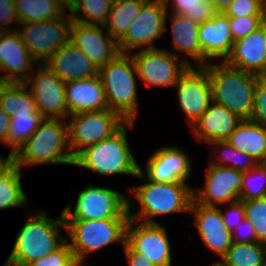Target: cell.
<instances>
[{
	"label": "cell",
	"instance_id": "obj_1",
	"mask_svg": "<svg viewBox=\"0 0 266 266\" xmlns=\"http://www.w3.org/2000/svg\"><path fill=\"white\" fill-rule=\"evenodd\" d=\"M137 178L144 180L139 186L130 188V195L139 202V210L134 209L128 199L129 218L145 223H157L155 217L174 213H189L193 200V187L187 182H153L145 179L140 172ZM149 181V182H148ZM135 210V212H134ZM137 211V212H136Z\"/></svg>",
	"mask_w": 266,
	"mask_h": 266
},
{
	"label": "cell",
	"instance_id": "obj_2",
	"mask_svg": "<svg viewBox=\"0 0 266 266\" xmlns=\"http://www.w3.org/2000/svg\"><path fill=\"white\" fill-rule=\"evenodd\" d=\"M19 230L10 255L3 266H22L55 252L65 242L60 229L66 230L63 214L52 219L44 211H35Z\"/></svg>",
	"mask_w": 266,
	"mask_h": 266
},
{
	"label": "cell",
	"instance_id": "obj_3",
	"mask_svg": "<svg viewBox=\"0 0 266 266\" xmlns=\"http://www.w3.org/2000/svg\"><path fill=\"white\" fill-rule=\"evenodd\" d=\"M211 83L212 101L225 106L242 120H250L255 100V87L262 78L228 65H203Z\"/></svg>",
	"mask_w": 266,
	"mask_h": 266
},
{
	"label": "cell",
	"instance_id": "obj_4",
	"mask_svg": "<svg viewBox=\"0 0 266 266\" xmlns=\"http://www.w3.org/2000/svg\"><path fill=\"white\" fill-rule=\"evenodd\" d=\"M73 163L74 157L68 143V124L60 119H44L15 154V166L20 169L32 165Z\"/></svg>",
	"mask_w": 266,
	"mask_h": 266
},
{
	"label": "cell",
	"instance_id": "obj_5",
	"mask_svg": "<svg viewBox=\"0 0 266 266\" xmlns=\"http://www.w3.org/2000/svg\"><path fill=\"white\" fill-rule=\"evenodd\" d=\"M134 125V121H127L111 137L85 147L74 157L73 165L103 176L127 174L136 177L140 165L130 151L126 129Z\"/></svg>",
	"mask_w": 266,
	"mask_h": 266
},
{
	"label": "cell",
	"instance_id": "obj_6",
	"mask_svg": "<svg viewBox=\"0 0 266 266\" xmlns=\"http://www.w3.org/2000/svg\"><path fill=\"white\" fill-rule=\"evenodd\" d=\"M137 75L134 60L129 53H119L98 71L109 109L126 121H134L138 113Z\"/></svg>",
	"mask_w": 266,
	"mask_h": 266
},
{
	"label": "cell",
	"instance_id": "obj_7",
	"mask_svg": "<svg viewBox=\"0 0 266 266\" xmlns=\"http://www.w3.org/2000/svg\"><path fill=\"white\" fill-rule=\"evenodd\" d=\"M129 218H107L100 220H64L66 238L73 255L85 259L94 251H99L114 242L125 244L126 226Z\"/></svg>",
	"mask_w": 266,
	"mask_h": 266
},
{
	"label": "cell",
	"instance_id": "obj_8",
	"mask_svg": "<svg viewBox=\"0 0 266 266\" xmlns=\"http://www.w3.org/2000/svg\"><path fill=\"white\" fill-rule=\"evenodd\" d=\"M128 197L107 187L87 184L77 194L75 207L66 206L64 220H100L129 218Z\"/></svg>",
	"mask_w": 266,
	"mask_h": 266
},
{
	"label": "cell",
	"instance_id": "obj_9",
	"mask_svg": "<svg viewBox=\"0 0 266 266\" xmlns=\"http://www.w3.org/2000/svg\"><path fill=\"white\" fill-rule=\"evenodd\" d=\"M68 118V143L73 157L85 147L111 137L127 122L110 109L74 113Z\"/></svg>",
	"mask_w": 266,
	"mask_h": 266
},
{
	"label": "cell",
	"instance_id": "obj_10",
	"mask_svg": "<svg viewBox=\"0 0 266 266\" xmlns=\"http://www.w3.org/2000/svg\"><path fill=\"white\" fill-rule=\"evenodd\" d=\"M71 22L70 15L65 13L46 21L18 24L19 28L15 29L31 56L38 64H44L54 52L69 42Z\"/></svg>",
	"mask_w": 266,
	"mask_h": 266
},
{
	"label": "cell",
	"instance_id": "obj_11",
	"mask_svg": "<svg viewBox=\"0 0 266 266\" xmlns=\"http://www.w3.org/2000/svg\"><path fill=\"white\" fill-rule=\"evenodd\" d=\"M167 9L163 0H147L140 14L118 41L121 53L156 48L154 42L166 32Z\"/></svg>",
	"mask_w": 266,
	"mask_h": 266
},
{
	"label": "cell",
	"instance_id": "obj_12",
	"mask_svg": "<svg viewBox=\"0 0 266 266\" xmlns=\"http://www.w3.org/2000/svg\"><path fill=\"white\" fill-rule=\"evenodd\" d=\"M36 69L23 83L30 90L37 110L44 119L67 121L69 111L65 95L66 83L44 64L37 65Z\"/></svg>",
	"mask_w": 266,
	"mask_h": 266
},
{
	"label": "cell",
	"instance_id": "obj_13",
	"mask_svg": "<svg viewBox=\"0 0 266 266\" xmlns=\"http://www.w3.org/2000/svg\"><path fill=\"white\" fill-rule=\"evenodd\" d=\"M130 54L136 66L137 77L147 85L174 87L189 67L185 61H180L179 57L166 49H142Z\"/></svg>",
	"mask_w": 266,
	"mask_h": 266
},
{
	"label": "cell",
	"instance_id": "obj_14",
	"mask_svg": "<svg viewBox=\"0 0 266 266\" xmlns=\"http://www.w3.org/2000/svg\"><path fill=\"white\" fill-rule=\"evenodd\" d=\"M189 66L179 77L175 88L177 99L189 126L196 123L212 102V90L207 71L203 66Z\"/></svg>",
	"mask_w": 266,
	"mask_h": 266
},
{
	"label": "cell",
	"instance_id": "obj_15",
	"mask_svg": "<svg viewBox=\"0 0 266 266\" xmlns=\"http://www.w3.org/2000/svg\"><path fill=\"white\" fill-rule=\"evenodd\" d=\"M166 231L160 223H145L129 218L125 242L135 252L147 256L156 266H172L171 245Z\"/></svg>",
	"mask_w": 266,
	"mask_h": 266
},
{
	"label": "cell",
	"instance_id": "obj_16",
	"mask_svg": "<svg viewBox=\"0 0 266 266\" xmlns=\"http://www.w3.org/2000/svg\"><path fill=\"white\" fill-rule=\"evenodd\" d=\"M206 171L204 187L193 188L195 202L217 207L240 199L242 171L210 163Z\"/></svg>",
	"mask_w": 266,
	"mask_h": 266
},
{
	"label": "cell",
	"instance_id": "obj_17",
	"mask_svg": "<svg viewBox=\"0 0 266 266\" xmlns=\"http://www.w3.org/2000/svg\"><path fill=\"white\" fill-rule=\"evenodd\" d=\"M104 25L84 24L72 20L69 41L78 47L100 69L120 52L118 42ZM105 33V35H104Z\"/></svg>",
	"mask_w": 266,
	"mask_h": 266
},
{
	"label": "cell",
	"instance_id": "obj_18",
	"mask_svg": "<svg viewBox=\"0 0 266 266\" xmlns=\"http://www.w3.org/2000/svg\"><path fill=\"white\" fill-rule=\"evenodd\" d=\"M189 155L177 146H164L154 151L140 172L153 182H186L192 170Z\"/></svg>",
	"mask_w": 266,
	"mask_h": 266
},
{
	"label": "cell",
	"instance_id": "obj_19",
	"mask_svg": "<svg viewBox=\"0 0 266 266\" xmlns=\"http://www.w3.org/2000/svg\"><path fill=\"white\" fill-rule=\"evenodd\" d=\"M35 65H38L37 61L23 44L17 30L0 31V72L4 79L23 83Z\"/></svg>",
	"mask_w": 266,
	"mask_h": 266
},
{
	"label": "cell",
	"instance_id": "obj_20",
	"mask_svg": "<svg viewBox=\"0 0 266 266\" xmlns=\"http://www.w3.org/2000/svg\"><path fill=\"white\" fill-rule=\"evenodd\" d=\"M203 243L222 259L232 244V234L224 224L221 210L192 200L190 212Z\"/></svg>",
	"mask_w": 266,
	"mask_h": 266
},
{
	"label": "cell",
	"instance_id": "obj_21",
	"mask_svg": "<svg viewBox=\"0 0 266 266\" xmlns=\"http://www.w3.org/2000/svg\"><path fill=\"white\" fill-rule=\"evenodd\" d=\"M225 62L237 69L266 76V41L264 21L261 26L249 35L234 41L231 54Z\"/></svg>",
	"mask_w": 266,
	"mask_h": 266
},
{
	"label": "cell",
	"instance_id": "obj_22",
	"mask_svg": "<svg viewBox=\"0 0 266 266\" xmlns=\"http://www.w3.org/2000/svg\"><path fill=\"white\" fill-rule=\"evenodd\" d=\"M199 42L202 49V66L208 59L225 61L231 54L234 40L231 35L229 18L224 13H217L212 19L199 24Z\"/></svg>",
	"mask_w": 266,
	"mask_h": 266
},
{
	"label": "cell",
	"instance_id": "obj_23",
	"mask_svg": "<svg viewBox=\"0 0 266 266\" xmlns=\"http://www.w3.org/2000/svg\"><path fill=\"white\" fill-rule=\"evenodd\" d=\"M44 65L65 83L94 77L99 71L95 64L70 41L54 52Z\"/></svg>",
	"mask_w": 266,
	"mask_h": 266
},
{
	"label": "cell",
	"instance_id": "obj_24",
	"mask_svg": "<svg viewBox=\"0 0 266 266\" xmlns=\"http://www.w3.org/2000/svg\"><path fill=\"white\" fill-rule=\"evenodd\" d=\"M241 121V118L225 106L212 101L201 118L191 127V131L199 143L224 141Z\"/></svg>",
	"mask_w": 266,
	"mask_h": 266
},
{
	"label": "cell",
	"instance_id": "obj_25",
	"mask_svg": "<svg viewBox=\"0 0 266 266\" xmlns=\"http://www.w3.org/2000/svg\"><path fill=\"white\" fill-rule=\"evenodd\" d=\"M65 95L69 115L109 109L98 75L66 82Z\"/></svg>",
	"mask_w": 266,
	"mask_h": 266
},
{
	"label": "cell",
	"instance_id": "obj_26",
	"mask_svg": "<svg viewBox=\"0 0 266 266\" xmlns=\"http://www.w3.org/2000/svg\"><path fill=\"white\" fill-rule=\"evenodd\" d=\"M169 18L171 22L172 47L174 50L171 53L177 57H181L189 66H202L199 24L182 14L172 13ZM175 51H179V53ZM180 53L186 56L180 55ZM189 57L191 59H187ZM190 60L192 61L190 62Z\"/></svg>",
	"mask_w": 266,
	"mask_h": 266
},
{
	"label": "cell",
	"instance_id": "obj_27",
	"mask_svg": "<svg viewBox=\"0 0 266 266\" xmlns=\"http://www.w3.org/2000/svg\"><path fill=\"white\" fill-rule=\"evenodd\" d=\"M258 163L266 160V129L251 120H242L226 140Z\"/></svg>",
	"mask_w": 266,
	"mask_h": 266
},
{
	"label": "cell",
	"instance_id": "obj_28",
	"mask_svg": "<svg viewBox=\"0 0 266 266\" xmlns=\"http://www.w3.org/2000/svg\"><path fill=\"white\" fill-rule=\"evenodd\" d=\"M147 0H121L112 2L104 24L107 32L118 42L138 17Z\"/></svg>",
	"mask_w": 266,
	"mask_h": 266
},
{
	"label": "cell",
	"instance_id": "obj_29",
	"mask_svg": "<svg viewBox=\"0 0 266 266\" xmlns=\"http://www.w3.org/2000/svg\"><path fill=\"white\" fill-rule=\"evenodd\" d=\"M0 108L10 117L23 113L41 114L27 85L18 82H10L3 90Z\"/></svg>",
	"mask_w": 266,
	"mask_h": 266
},
{
	"label": "cell",
	"instance_id": "obj_30",
	"mask_svg": "<svg viewBox=\"0 0 266 266\" xmlns=\"http://www.w3.org/2000/svg\"><path fill=\"white\" fill-rule=\"evenodd\" d=\"M15 9L19 24L46 21L67 13L57 0H15Z\"/></svg>",
	"mask_w": 266,
	"mask_h": 266
},
{
	"label": "cell",
	"instance_id": "obj_31",
	"mask_svg": "<svg viewBox=\"0 0 266 266\" xmlns=\"http://www.w3.org/2000/svg\"><path fill=\"white\" fill-rule=\"evenodd\" d=\"M266 256V244L260 242H232L226 255L218 260L221 266H262Z\"/></svg>",
	"mask_w": 266,
	"mask_h": 266
},
{
	"label": "cell",
	"instance_id": "obj_32",
	"mask_svg": "<svg viewBox=\"0 0 266 266\" xmlns=\"http://www.w3.org/2000/svg\"><path fill=\"white\" fill-rule=\"evenodd\" d=\"M43 120L41 114H14L11 117L8 140L4 144L10 146V151L16 154Z\"/></svg>",
	"mask_w": 266,
	"mask_h": 266
},
{
	"label": "cell",
	"instance_id": "obj_33",
	"mask_svg": "<svg viewBox=\"0 0 266 266\" xmlns=\"http://www.w3.org/2000/svg\"><path fill=\"white\" fill-rule=\"evenodd\" d=\"M111 3V0H78L69 15L72 20L80 23L104 25L108 18Z\"/></svg>",
	"mask_w": 266,
	"mask_h": 266
},
{
	"label": "cell",
	"instance_id": "obj_34",
	"mask_svg": "<svg viewBox=\"0 0 266 266\" xmlns=\"http://www.w3.org/2000/svg\"><path fill=\"white\" fill-rule=\"evenodd\" d=\"M21 177V169L15 166L0 179V210L27 203L28 198L22 189Z\"/></svg>",
	"mask_w": 266,
	"mask_h": 266
},
{
	"label": "cell",
	"instance_id": "obj_35",
	"mask_svg": "<svg viewBox=\"0 0 266 266\" xmlns=\"http://www.w3.org/2000/svg\"><path fill=\"white\" fill-rule=\"evenodd\" d=\"M168 12L171 4V12L182 14L193 22L203 24L212 19L217 12L209 0H163Z\"/></svg>",
	"mask_w": 266,
	"mask_h": 266
},
{
	"label": "cell",
	"instance_id": "obj_36",
	"mask_svg": "<svg viewBox=\"0 0 266 266\" xmlns=\"http://www.w3.org/2000/svg\"><path fill=\"white\" fill-rule=\"evenodd\" d=\"M266 197V165L257 163L243 172L240 199L251 200Z\"/></svg>",
	"mask_w": 266,
	"mask_h": 266
},
{
	"label": "cell",
	"instance_id": "obj_37",
	"mask_svg": "<svg viewBox=\"0 0 266 266\" xmlns=\"http://www.w3.org/2000/svg\"><path fill=\"white\" fill-rule=\"evenodd\" d=\"M245 218L253 225L257 242L266 244V197L243 201Z\"/></svg>",
	"mask_w": 266,
	"mask_h": 266
},
{
	"label": "cell",
	"instance_id": "obj_38",
	"mask_svg": "<svg viewBox=\"0 0 266 266\" xmlns=\"http://www.w3.org/2000/svg\"><path fill=\"white\" fill-rule=\"evenodd\" d=\"M231 35L237 41L259 28L266 16H228Z\"/></svg>",
	"mask_w": 266,
	"mask_h": 266
},
{
	"label": "cell",
	"instance_id": "obj_39",
	"mask_svg": "<svg viewBox=\"0 0 266 266\" xmlns=\"http://www.w3.org/2000/svg\"><path fill=\"white\" fill-rule=\"evenodd\" d=\"M227 16H266V5L261 0H233L224 12Z\"/></svg>",
	"mask_w": 266,
	"mask_h": 266
},
{
	"label": "cell",
	"instance_id": "obj_40",
	"mask_svg": "<svg viewBox=\"0 0 266 266\" xmlns=\"http://www.w3.org/2000/svg\"><path fill=\"white\" fill-rule=\"evenodd\" d=\"M251 121L262 125L266 129V78L262 77L255 87L254 108Z\"/></svg>",
	"mask_w": 266,
	"mask_h": 266
},
{
	"label": "cell",
	"instance_id": "obj_41",
	"mask_svg": "<svg viewBox=\"0 0 266 266\" xmlns=\"http://www.w3.org/2000/svg\"><path fill=\"white\" fill-rule=\"evenodd\" d=\"M72 256L73 252L66 241L55 252L47 254L36 261L24 263L22 266H63Z\"/></svg>",
	"mask_w": 266,
	"mask_h": 266
},
{
	"label": "cell",
	"instance_id": "obj_42",
	"mask_svg": "<svg viewBox=\"0 0 266 266\" xmlns=\"http://www.w3.org/2000/svg\"><path fill=\"white\" fill-rule=\"evenodd\" d=\"M224 205L229 208V211L227 210L226 213L221 211L223 221L227 229L232 232L245 218L243 200L238 199Z\"/></svg>",
	"mask_w": 266,
	"mask_h": 266
},
{
	"label": "cell",
	"instance_id": "obj_43",
	"mask_svg": "<svg viewBox=\"0 0 266 266\" xmlns=\"http://www.w3.org/2000/svg\"><path fill=\"white\" fill-rule=\"evenodd\" d=\"M209 145L213 146L212 148L214 149L213 151L220 152L219 155L217 154L216 160L214 158H210L209 163L210 164H215L218 166H223V167H228V168H233V157H234V152H235V147L232 146L229 142L226 140L224 141H214L209 143ZM222 148V151L219 150L218 148Z\"/></svg>",
	"mask_w": 266,
	"mask_h": 266
},
{
	"label": "cell",
	"instance_id": "obj_44",
	"mask_svg": "<svg viewBox=\"0 0 266 266\" xmlns=\"http://www.w3.org/2000/svg\"><path fill=\"white\" fill-rule=\"evenodd\" d=\"M12 22L19 24L15 9V0H0V31L16 30L10 27Z\"/></svg>",
	"mask_w": 266,
	"mask_h": 266
},
{
	"label": "cell",
	"instance_id": "obj_45",
	"mask_svg": "<svg viewBox=\"0 0 266 266\" xmlns=\"http://www.w3.org/2000/svg\"><path fill=\"white\" fill-rule=\"evenodd\" d=\"M232 242L250 243L256 242L257 237L253 225L246 218L231 232Z\"/></svg>",
	"mask_w": 266,
	"mask_h": 266
},
{
	"label": "cell",
	"instance_id": "obj_46",
	"mask_svg": "<svg viewBox=\"0 0 266 266\" xmlns=\"http://www.w3.org/2000/svg\"><path fill=\"white\" fill-rule=\"evenodd\" d=\"M258 162L254 158L235 148L233 157V169L246 172L252 169Z\"/></svg>",
	"mask_w": 266,
	"mask_h": 266
},
{
	"label": "cell",
	"instance_id": "obj_47",
	"mask_svg": "<svg viewBox=\"0 0 266 266\" xmlns=\"http://www.w3.org/2000/svg\"><path fill=\"white\" fill-rule=\"evenodd\" d=\"M128 266H156L147 256L135 252L126 242L123 245Z\"/></svg>",
	"mask_w": 266,
	"mask_h": 266
},
{
	"label": "cell",
	"instance_id": "obj_48",
	"mask_svg": "<svg viewBox=\"0 0 266 266\" xmlns=\"http://www.w3.org/2000/svg\"><path fill=\"white\" fill-rule=\"evenodd\" d=\"M11 117L0 108V142L5 143L8 140Z\"/></svg>",
	"mask_w": 266,
	"mask_h": 266
},
{
	"label": "cell",
	"instance_id": "obj_49",
	"mask_svg": "<svg viewBox=\"0 0 266 266\" xmlns=\"http://www.w3.org/2000/svg\"><path fill=\"white\" fill-rule=\"evenodd\" d=\"M15 167V154L9 152L8 157L3 158L0 155V179L7 175Z\"/></svg>",
	"mask_w": 266,
	"mask_h": 266
},
{
	"label": "cell",
	"instance_id": "obj_50",
	"mask_svg": "<svg viewBox=\"0 0 266 266\" xmlns=\"http://www.w3.org/2000/svg\"><path fill=\"white\" fill-rule=\"evenodd\" d=\"M217 13H224L233 0H209Z\"/></svg>",
	"mask_w": 266,
	"mask_h": 266
},
{
	"label": "cell",
	"instance_id": "obj_51",
	"mask_svg": "<svg viewBox=\"0 0 266 266\" xmlns=\"http://www.w3.org/2000/svg\"><path fill=\"white\" fill-rule=\"evenodd\" d=\"M84 261L85 259L73 255L63 266H83Z\"/></svg>",
	"mask_w": 266,
	"mask_h": 266
},
{
	"label": "cell",
	"instance_id": "obj_52",
	"mask_svg": "<svg viewBox=\"0 0 266 266\" xmlns=\"http://www.w3.org/2000/svg\"><path fill=\"white\" fill-rule=\"evenodd\" d=\"M57 2L61 5V7L66 11L70 12L78 0H57Z\"/></svg>",
	"mask_w": 266,
	"mask_h": 266
},
{
	"label": "cell",
	"instance_id": "obj_53",
	"mask_svg": "<svg viewBox=\"0 0 266 266\" xmlns=\"http://www.w3.org/2000/svg\"><path fill=\"white\" fill-rule=\"evenodd\" d=\"M10 82L6 79H4L1 75H0V97L1 94L3 92V90L6 88V86L9 84Z\"/></svg>",
	"mask_w": 266,
	"mask_h": 266
},
{
	"label": "cell",
	"instance_id": "obj_54",
	"mask_svg": "<svg viewBox=\"0 0 266 266\" xmlns=\"http://www.w3.org/2000/svg\"><path fill=\"white\" fill-rule=\"evenodd\" d=\"M264 34H265V41H266V18L264 19Z\"/></svg>",
	"mask_w": 266,
	"mask_h": 266
},
{
	"label": "cell",
	"instance_id": "obj_55",
	"mask_svg": "<svg viewBox=\"0 0 266 266\" xmlns=\"http://www.w3.org/2000/svg\"><path fill=\"white\" fill-rule=\"evenodd\" d=\"M262 266H266V256H265V258L263 260Z\"/></svg>",
	"mask_w": 266,
	"mask_h": 266
},
{
	"label": "cell",
	"instance_id": "obj_56",
	"mask_svg": "<svg viewBox=\"0 0 266 266\" xmlns=\"http://www.w3.org/2000/svg\"><path fill=\"white\" fill-rule=\"evenodd\" d=\"M212 266H221L219 263L215 262Z\"/></svg>",
	"mask_w": 266,
	"mask_h": 266
}]
</instances>
